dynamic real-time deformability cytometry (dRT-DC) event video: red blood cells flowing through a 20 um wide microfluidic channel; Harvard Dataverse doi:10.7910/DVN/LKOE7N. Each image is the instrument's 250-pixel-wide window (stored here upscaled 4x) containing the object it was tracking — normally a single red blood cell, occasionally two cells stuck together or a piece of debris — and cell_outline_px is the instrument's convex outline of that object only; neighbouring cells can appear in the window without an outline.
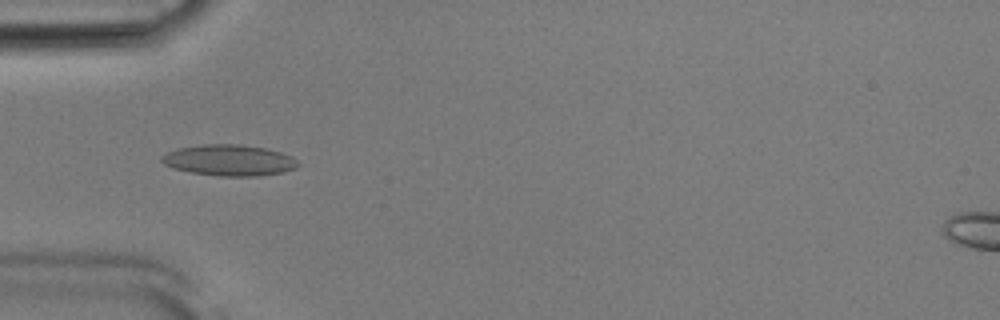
{"species": "Egyptian fruit bat (a non-hibernating species)", "species_latin": "Rousettus aegyptiacus", "temperature_condition": "room temperature", "stored_images_in_passage": 52, "camera_frame_rate_fps": 3000, "um_per_image_px": 0.085, "animal": {"sex": "male"}, "frame": {"image": 1, "passage_image": 16, "time_ms": 5.0, "image_size_px": [1000, 320], "cell_outline_px": [[300, 164], [296, 168], [284, 172], [256, 176], [220, 176], [192, 172], [176, 168], [164, 164], [160, 160], [160, 156], [168, 152], [180, 148], [204, 144], [240, 144], [268, 148], [292, 156]], "centroid_in_image_um": [19.52, 13.61], "position_along_channel_um": 65.5, "area_um2": 24.62}}
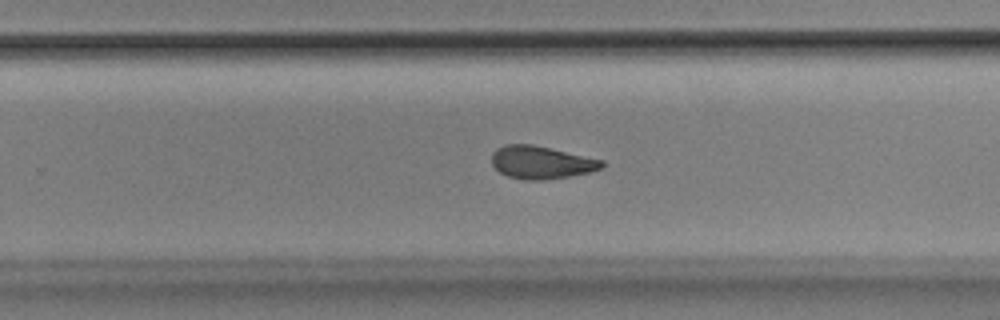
{"frame": {"image": 2, "passage_image": 33, "time_ms": 10.667, "image_size_px": [1000, 320], "cell_outline_px": [[604, 168], [588, 172], [568, 176], [540, 180], [524, 180], [508, 176], [500, 172], [492, 164], [492, 152], [496, 148], [504, 144], [532, 144], [604, 160]], "centroid_in_image_um": [45.99, 13.79], "position_along_channel_um": 283.8, "area_um2": 20.98}}
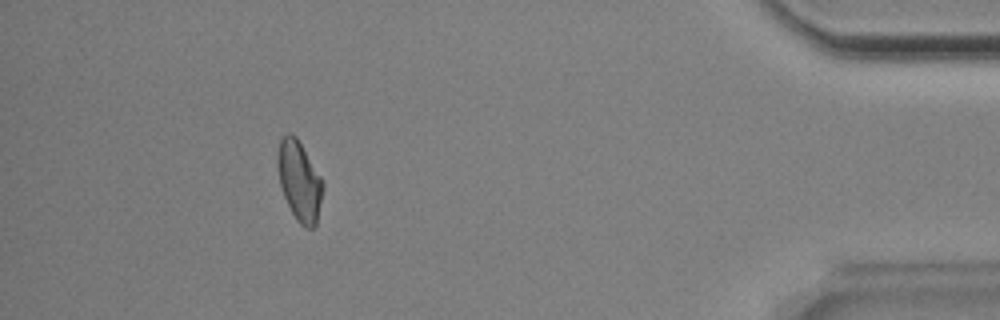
{"frame": {"image": 3, "passage_image": 47, "time_ms": 15.333, "image_size_px": [1000, 320], "cell_outline_px": [[324, 188], [316, 228], [304, 228], [296, 220], [284, 196], [280, 184], [276, 164], [276, 152], [280, 140], [288, 132], [292, 132], [296, 136], [320, 176], [324, 184]], "centroid_in_image_um": [25.44, 15.39], "position_along_channel_um": 409.8, "area_um2": 21.27}, "authors_computed_cell_mechanics": {"area_um2": 21.2415, "velocity_mm_per_s": 3.8736, "shape_relaxation_time_tau1_ms": null, "shape_relaxation_time_tau2_ms": 2.626, "deformation_change_tau1": null, "deformation_change_tau2": 0.0936}}